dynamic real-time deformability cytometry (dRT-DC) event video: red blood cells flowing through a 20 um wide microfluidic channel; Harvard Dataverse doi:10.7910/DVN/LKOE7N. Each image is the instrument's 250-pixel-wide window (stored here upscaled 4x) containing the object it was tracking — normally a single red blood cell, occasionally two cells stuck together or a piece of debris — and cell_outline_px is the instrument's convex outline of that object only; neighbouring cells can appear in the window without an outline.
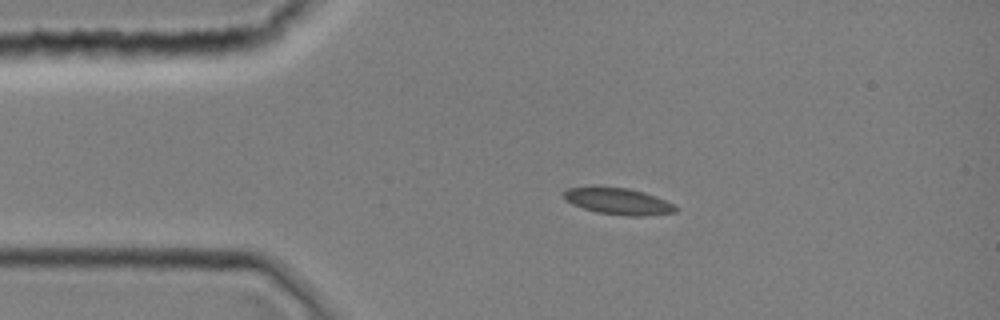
{"species": "common noctule bat (a hibernating species)", "species_latin": "Nyctalus noctula", "temperature_condition": "room temperature", "stored_images_in_passage": 1, "camera_frame_rate_fps": 3000, "um_per_image_px": 0.085, "animal": {"sex": "female", "body_mass_g": 19.0, "forearm_length_mm": 51.5}, "frame": {"image": 1, "passage_image": 1, "time_ms": 0.0, "image_size_px": [1000, 320], "cell_outline_px": [[680, 208], [676, 212], [644, 216], [628, 216], [596, 212], [572, 204], [564, 200], [564, 192], [568, 188], [592, 184], [628, 188], [644, 192], [656, 196]], "centroid_in_image_um": [52.5, 17.07], "position_along_channel_um": 32.5, "area_um2": 17.8}}